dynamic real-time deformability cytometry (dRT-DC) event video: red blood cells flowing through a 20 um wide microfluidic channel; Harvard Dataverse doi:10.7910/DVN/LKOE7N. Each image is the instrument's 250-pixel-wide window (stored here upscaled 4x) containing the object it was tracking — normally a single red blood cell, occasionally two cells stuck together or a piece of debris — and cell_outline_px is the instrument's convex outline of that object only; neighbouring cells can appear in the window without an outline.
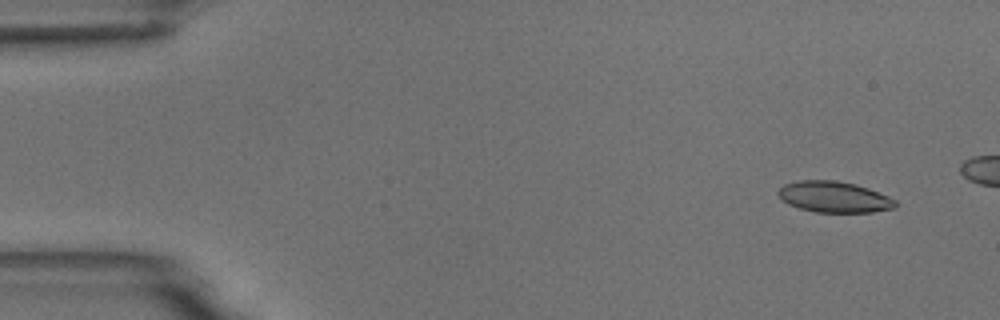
{"species": "common noctule bat (a hibernating species)", "species_latin": "Nyctalus noctula", "temperature_condition": "room temperature", "stored_images_in_passage": 6, "camera_frame_rate_fps": 3000, "um_per_image_px": 0.085, "animal": {"sex": "male", "body_mass_g": 18.8}, "frame": {"image": 1, "passage_image": 2, "time_ms": 1.0, "image_size_px": [1000, 320], "cell_outline_px": [[896, 208], [872, 212], [816, 212], [800, 208], [788, 204], [780, 200], [776, 192], [784, 184], [800, 180], [836, 180], [856, 184], [868, 188], [888, 196], [896, 200]], "centroid_in_image_um": [70.88, 16.73], "position_along_channel_um": 14.1, "area_um2": 21.33}}